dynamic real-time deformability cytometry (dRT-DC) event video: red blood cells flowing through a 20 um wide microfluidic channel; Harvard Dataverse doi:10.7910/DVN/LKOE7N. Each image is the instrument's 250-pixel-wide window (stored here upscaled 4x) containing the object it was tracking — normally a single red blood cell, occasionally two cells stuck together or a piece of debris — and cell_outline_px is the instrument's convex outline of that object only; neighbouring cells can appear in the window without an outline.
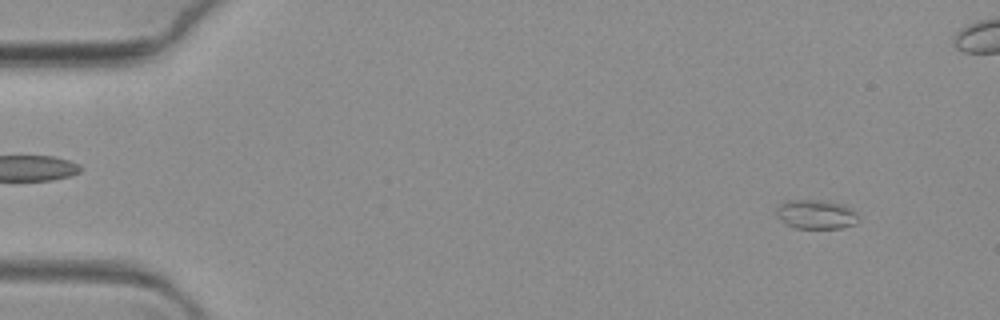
{"species": "common noctule bat (a hibernating species)", "species_latin": "Nyctalus noctula", "temperature_condition": "warm", "stored_images_in_passage": 69, "segment_of_instrument_passage": [1, 2], "camera_frame_rate_fps": 3000, "um_per_image_px": 0.085, "animal": {"sex": "female", "body_mass_g": 19.3, "forearm_length_mm": 54.1}, "frame": {"image": 1, "passage_image": 6, "time_ms": 1.667, "image_size_px": [1000, 320], "cell_outline_px": [[860, 220], [856, 224], [840, 228], [796, 228], [788, 224], [776, 216], [776, 208], [780, 204], [796, 200], [812, 200], [844, 204], [852, 208], [856, 212]], "centroid_in_image_um": [69.42, 18.23], "position_along_channel_um": 15.6, "area_um2": 13.81}}
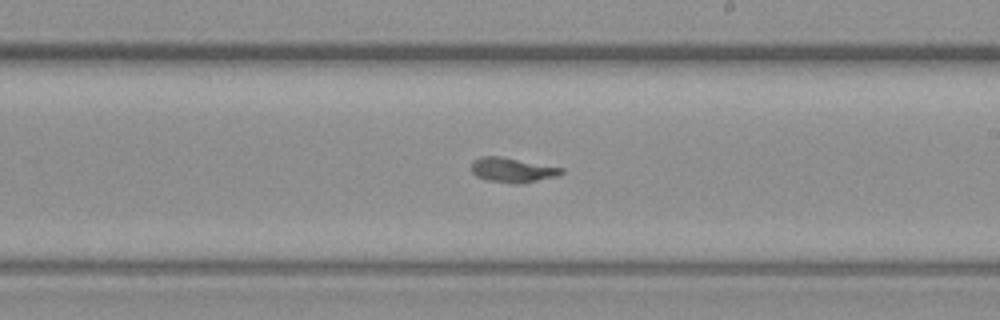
{"frame": {"image": 2, "passage_image": 40, "time_ms": 13.0, "image_size_px": [1000, 320], "cell_outline_px": [[564, 172], [560, 176], [524, 184], [512, 184], [488, 180], [476, 176], [472, 172], [472, 160], [480, 156], [500, 156], [564, 168]], "centroid_in_image_um": [43.59, 14.46], "position_along_channel_um": 245.4, "area_um2": 13.24}}
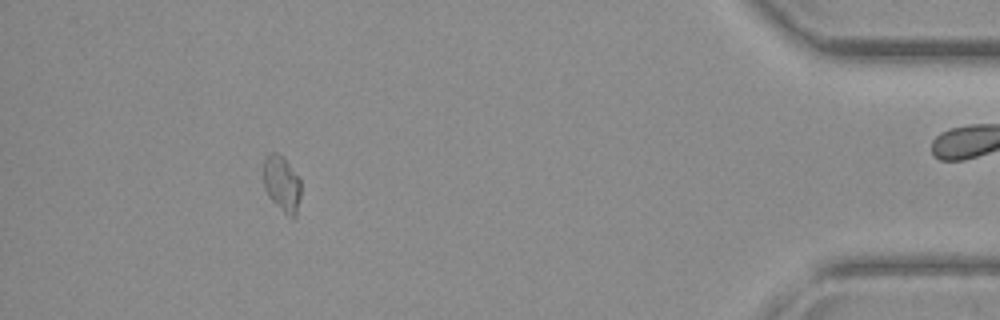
{"frame": {"image": 3, "passage_image": 62, "time_ms": 20.333, "image_size_px": [1000, 320], "cell_outline_px": [[300, 196], [296, 216], [292, 220], [268, 196], [264, 188], [264, 156], [268, 152], [276, 152], [288, 164], [300, 180]], "centroid_in_image_um": [23.94, 15.64], "position_along_channel_um": 411.3, "area_um2": 12.02}}